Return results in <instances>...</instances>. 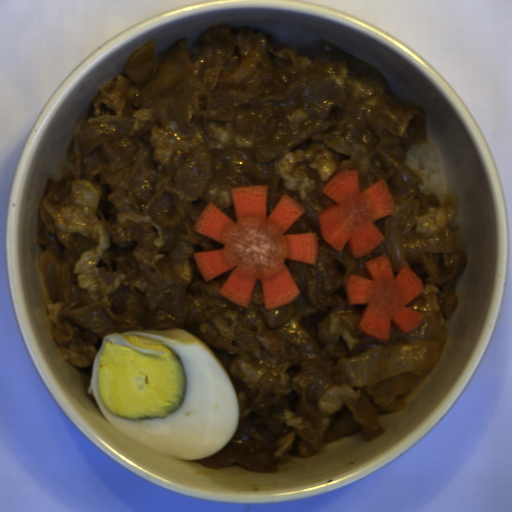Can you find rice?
Wrapping results in <instances>:
<instances>
[{"instance_id":"rice-1","label":"rice","mask_w":512,"mask_h":512,"mask_svg":"<svg viewBox=\"0 0 512 512\" xmlns=\"http://www.w3.org/2000/svg\"><path fill=\"white\" fill-rule=\"evenodd\" d=\"M405 162L421 180L417 186L419 192L435 194L440 204L446 202L448 190L438 153L432 142L416 144L410 148Z\"/></svg>"}]
</instances>
